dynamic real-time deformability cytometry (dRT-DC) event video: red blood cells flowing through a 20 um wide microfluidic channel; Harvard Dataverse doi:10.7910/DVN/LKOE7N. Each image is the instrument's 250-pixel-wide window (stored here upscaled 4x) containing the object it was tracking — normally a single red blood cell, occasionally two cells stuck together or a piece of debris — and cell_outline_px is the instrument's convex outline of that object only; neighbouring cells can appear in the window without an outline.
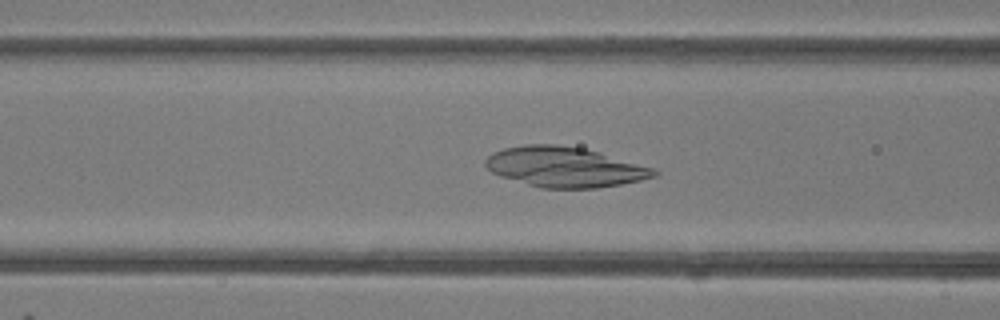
{"species": "common noctule bat (a hibernating species)", "species_latin": "Nyctalus noctula", "temperature_condition": "room temperature", "stored_images_in_passage": 13, "camera_frame_rate_fps": 3000, "um_per_image_px": 0.085, "animal": {"sex": "female"}, "frame": {"image": 1, "passage_image": 5, "time_ms": 1.333, "image_size_px": [1000, 320], "cell_outline_px": [[660, 172], [656, 176], [640, 180], [620, 184], [596, 188], [540, 188], [500, 176], [492, 172], [484, 164], [484, 160], [492, 152], [504, 148], [524, 144], [556, 144], [584, 148], [656, 168]], "centroid_in_image_um": [48.0, 14.19], "position_along_channel_um": 118.6, "area_um2": 39.54}}
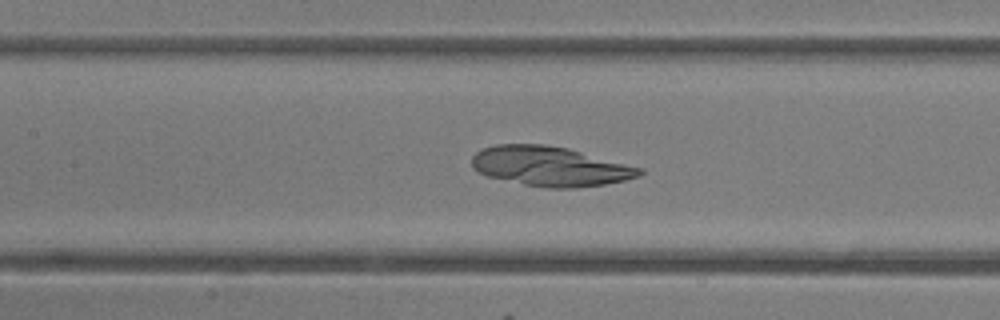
{"frame": {"image": 2, "passage_image": 8, "time_ms": 2.333, "image_size_px": [1000, 320], "cell_outline_px": [[644, 172], [640, 176], [624, 180], [604, 184], [576, 188], [548, 188], [524, 184], [488, 176], [472, 168], [472, 156], [476, 152], [484, 148], [496, 144], [544, 144], [568, 148], [644, 168]], "centroid_in_image_um": [46.79, 14.13], "position_along_channel_um": 160.6, "area_um2": 38.73}}
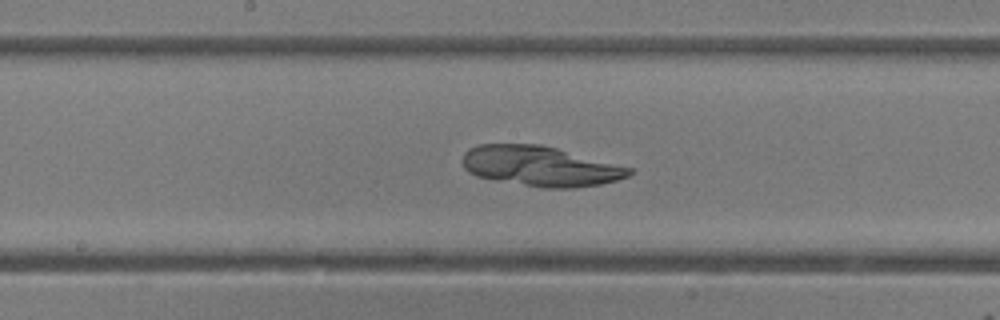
{"frame": {"image": 3, "passage_image": 11, "time_ms": 3.333, "image_size_px": [1000, 320], "cell_outline_px": [[632, 172], [628, 176], [616, 180], [600, 184], [576, 188], [544, 188], [496, 180], [476, 176], [468, 172], [464, 168], [464, 152], [468, 148], [480, 144], [540, 144], [556, 148], [632, 168]], "centroid_in_image_um": [45.91, 14.12], "position_along_channel_um": 202.3, "area_um2": 38.67}}